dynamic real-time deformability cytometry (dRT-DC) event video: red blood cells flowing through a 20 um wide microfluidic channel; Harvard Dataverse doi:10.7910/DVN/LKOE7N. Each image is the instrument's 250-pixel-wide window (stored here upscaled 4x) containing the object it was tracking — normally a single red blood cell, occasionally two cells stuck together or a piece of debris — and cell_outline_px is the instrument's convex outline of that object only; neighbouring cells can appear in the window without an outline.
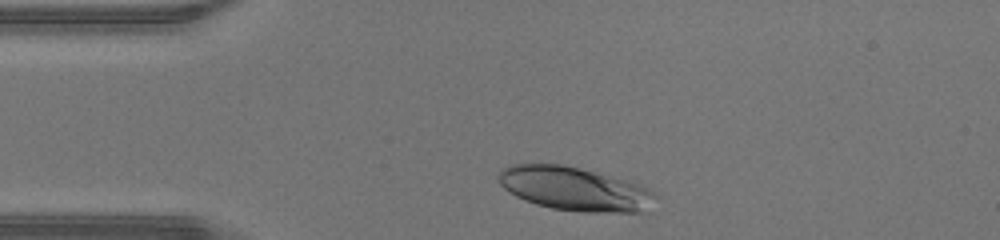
{"species": "human", "species_latin": "Homo sapiens", "temperature_condition": "warm", "stored_images_in_passage": 29, "camera_frame_rate_fps": 3000, "um_per_image_px": 0.085, "donor": {"sex": "male"}, "frame": {"image": 1, "passage_image": 2, "time_ms": 0.333, "image_size_px": [1000, 240], "cell_outline_px": [[660, 196], [640, 212], [580, 212], [552, 208], [536, 204], [524, 200], [508, 192], [496, 180], [496, 176], [504, 168], [512, 164], [564, 164], [580, 168], [640, 184], [656, 192]], "centroid_in_image_um": [48.82, 16.05], "position_along_channel_um": 36.2, "area_um2": 40.0}}
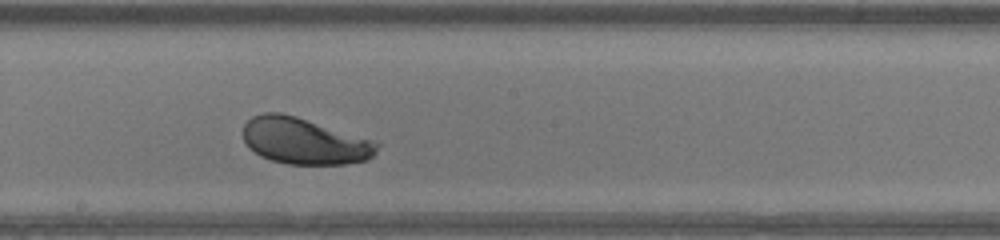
{"frame": {"image": 2, "passage_image": 17, "time_ms": 5.333, "image_size_px": [1000, 240], "cell_outline_px": [[380, 144], [376, 152], [368, 160], [348, 164], [288, 164], [272, 160], [260, 156], [248, 148], [244, 140], [244, 124], [252, 116], [264, 112], [280, 112], [296, 116]], "centroid_in_image_um": [25.81, 12.0], "position_along_channel_um": 222.4, "area_um2": 35.72}}
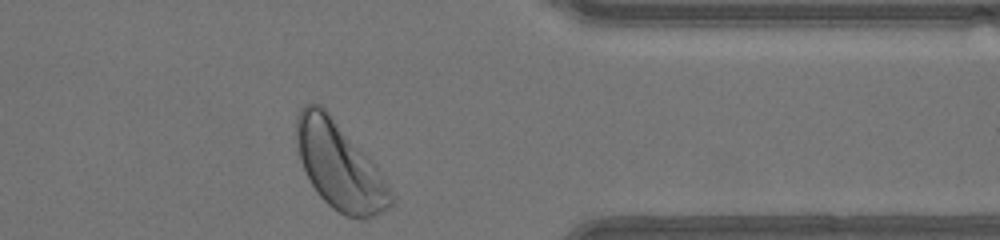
{"frame": {"image": 3, "passage_image": 29, "time_ms": 9.333, "image_size_px": [1000, 240], "cell_outline_px": [[396, 200], [388, 208], [376, 216], [364, 220], [344, 216], [332, 208], [316, 192], [300, 160], [296, 140], [296, 116], [300, 108], [304, 104], [320, 104], [328, 112], [376, 164], [384, 176], [396, 196]], "centroid_in_image_um": [28.9, 14.13], "position_along_channel_um": 382.5, "area_um2": 48.38}, "authors_computed_cell_mechanics": {"area_um2": 37.281, "velocity_mm_per_s": 4.3868, "shape_relaxation_time_tau1_ms": 2.015, "shape_relaxation_time_tau2_ms": null, "deformation_change_tau1": 0.1401, "deformation_change_tau2": null}}